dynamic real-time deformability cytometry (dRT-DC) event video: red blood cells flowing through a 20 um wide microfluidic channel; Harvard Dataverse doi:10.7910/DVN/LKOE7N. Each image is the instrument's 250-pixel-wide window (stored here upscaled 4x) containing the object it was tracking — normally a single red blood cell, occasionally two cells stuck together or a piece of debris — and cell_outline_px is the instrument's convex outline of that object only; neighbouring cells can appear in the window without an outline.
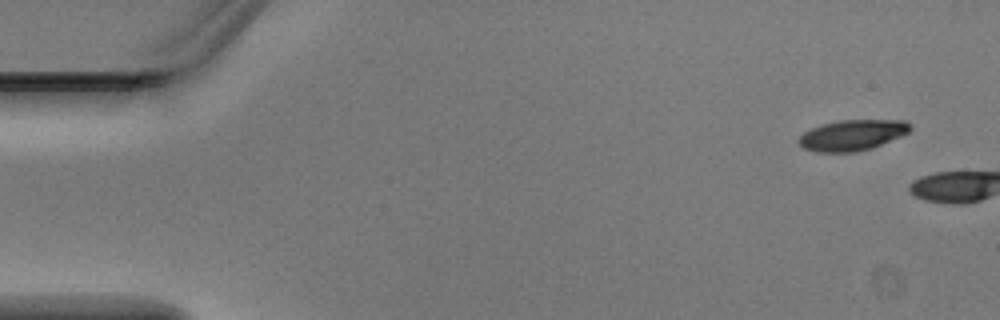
{"species": "Egyptian fruit bat (a non-hibernating species)", "species_latin": "Rousettus aegyptiacus", "temperature_condition": "warm", "stored_images_in_passage": 5, "camera_frame_rate_fps": 3000, "um_per_image_px": 0.085, "animal": {"sex": "male"}, "frame": {"image": 1, "passage_image": 1, "time_ms": 0.0, "image_size_px": [1000, 320], "cell_outline_px": [[912, 128], [908, 132], [900, 136], [872, 148], [856, 152], [816, 152], [804, 148], [796, 140], [804, 132], [820, 124], [840, 120], [904, 120], [912, 124]], "centroid_in_image_um": [72.44, 11.48], "position_along_channel_um": 12.6, "area_um2": 20.0}}
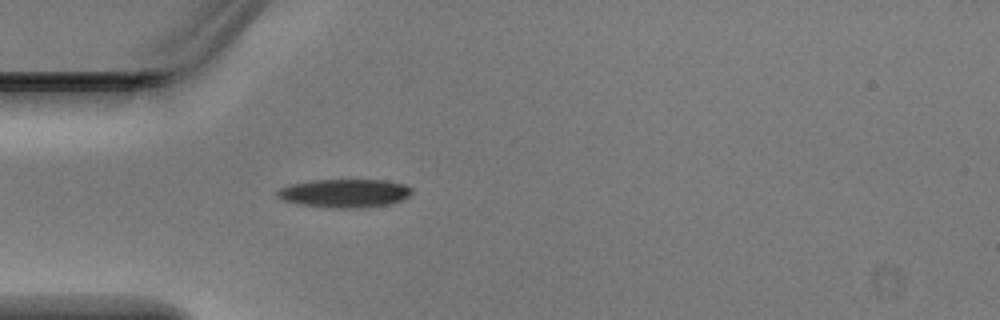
{"frame": {"image": 2, "passage_image": 5, "time_ms": 1.333, "image_size_px": [1000, 320], "cell_outline_px": [[412, 192], [404, 200], [392, 204], [364, 208], [332, 208], [296, 204], [280, 200], [276, 196], [276, 192], [280, 188], [292, 184], [316, 180], [384, 180], [404, 184], [412, 188]], "centroid_in_image_um": [29.3, 16.44], "position_along_channel_um": 55.7, "area_um2": 22.6}}